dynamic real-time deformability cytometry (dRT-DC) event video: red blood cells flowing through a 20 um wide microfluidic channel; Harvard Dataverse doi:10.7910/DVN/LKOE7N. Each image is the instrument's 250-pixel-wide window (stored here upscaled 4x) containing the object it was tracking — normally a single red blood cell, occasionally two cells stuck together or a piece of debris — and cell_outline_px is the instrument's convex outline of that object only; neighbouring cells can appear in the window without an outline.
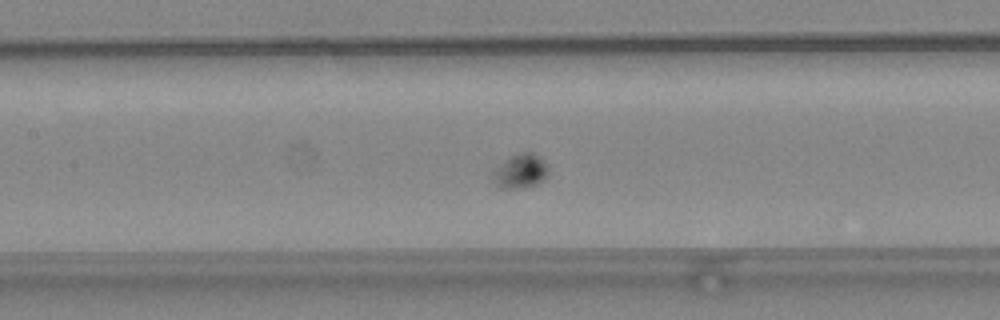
{"species": "common noctule bat (a hibernating species)", "species_latin": "Nyctalus noctula", "temperature_condition": "warm", "stored_images_in_passage": 39, "camera_frame_rate_fps": 3000, "um_per_image_px": 0.085, "animal": {"sex": "female", "body_mass_g": 24.6, "forearm_length_mm": 56.2}, "frame": {"image": 1, "passage_image": 12, "time_ms": 3.667, "image_size_px": [1000, 320], "cell_outline_px": [[548, 176], [544, 180], [536, 184], [520, 188], [504, 188], [492, 184], [492, 172], [512, 156], [520, 152], [532, 152], [540, 156], [548, 164]], "centroid_in_image_um": [44.27, 14.56], "position_along_channel_um": 163.1, "area_um2": 11.1}}
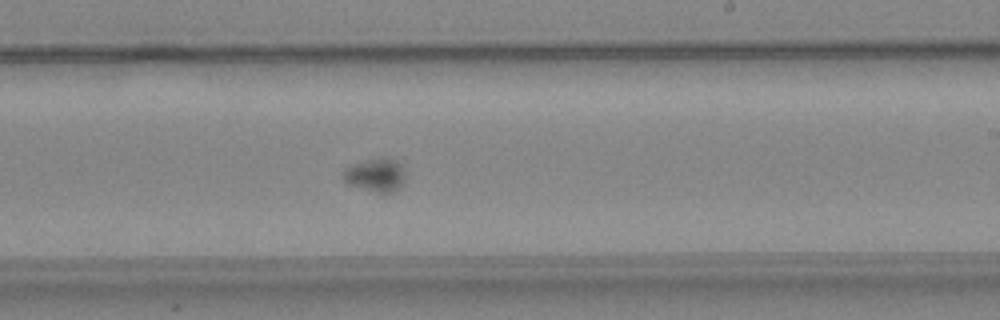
{"frame": {"image": 2, "passage_image": 19, "time_ms": 6.0, "image_size_px": [1000, 320], "cell_outline_px": [[404, 180], [400, 188], [384, 196], [348, 184], [344, 180], [344, 168], [352, 164], [380, 156], [384, 156], [396, 160], [404, 168]], "centroid_in_image_um": [31.95, 14.89], "position_along_channel_um": 257.0, "area_um2": 12.54}}
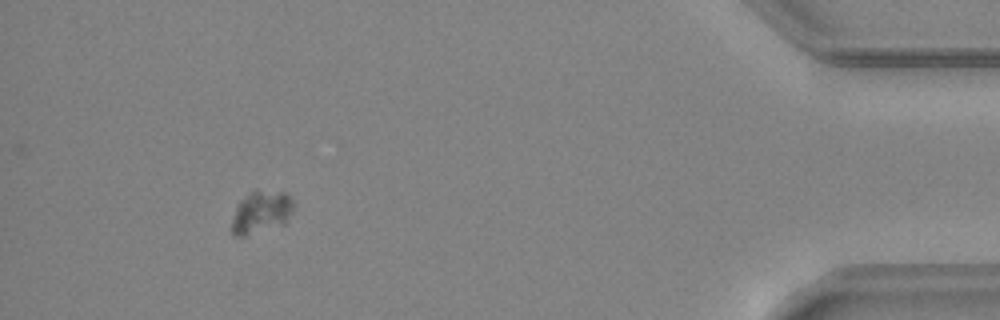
{"frame": {"image": 3, "passage_image": 35, "time_ms": 11.333, "image_size_px": [1000, 320], "cell_outline_px": [[296, 208], [284, 224], [244, 236], [232, 236], [228, 228], [236, 208], [240, 200], [252, 188], [256, 188], [284, 192], [292, 196]], "centroid_in_image_um": [22.19, 17.99], "position_along_channel_um": 413.0, "area_um2": 16.13}, "authors_computed_cell_mechanics": {"area_um2": 13.6408, "velocity_mm_per_s": 4.061, "shape_relaxation_time_tau1_ms": 3.0582, "shape_relaxation_time_tau2_ms": null, "deformation_change_tau1": 0.1369, "deformation_change_tau2": null}}